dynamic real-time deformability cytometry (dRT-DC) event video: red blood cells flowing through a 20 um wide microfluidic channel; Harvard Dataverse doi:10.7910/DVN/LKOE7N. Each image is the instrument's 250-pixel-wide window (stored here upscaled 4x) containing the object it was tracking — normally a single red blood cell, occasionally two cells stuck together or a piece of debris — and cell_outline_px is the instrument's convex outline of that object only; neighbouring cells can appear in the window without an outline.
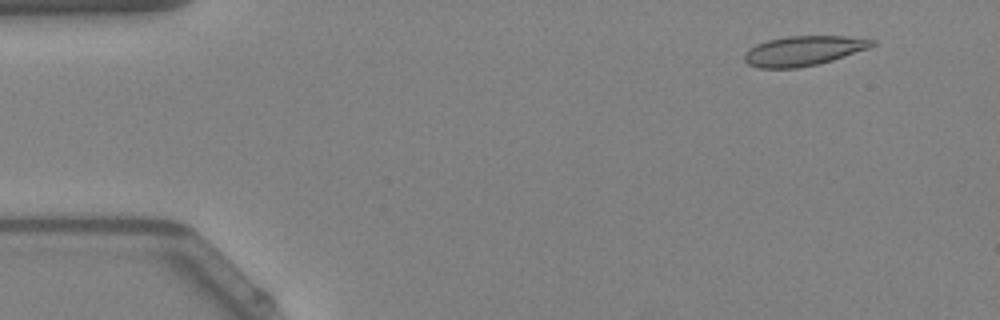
{"species": "Egyptian fruit bat (a non-hibernating species)", "species_latin": "Rousettus aegyptiacus", "temperature_condition": "warm", "stored_images_in_passage": 50, "camera_frame_rate_fps": 3000, "um_per_image_px": 0.085, "animal": {"sex": "female"}, "frame": {"image": 1, "passage_image": 5, "time_ms": 1.333, "image_size_px": [1000, 320], "cell_outline_px": [[876, 44], [868, 48], [832, 60], [816, 64], [796, 68], [760, 68], [748, 64], [744, 60], [744, 52], [748, 48], [756, 44], [768, 40], [788, 36], [844, 36], [876, 40]], "centroid_in_image_um": [68.26, 4.31], "position_along_channel_um": 16.7, "area_um2": 22.02}}
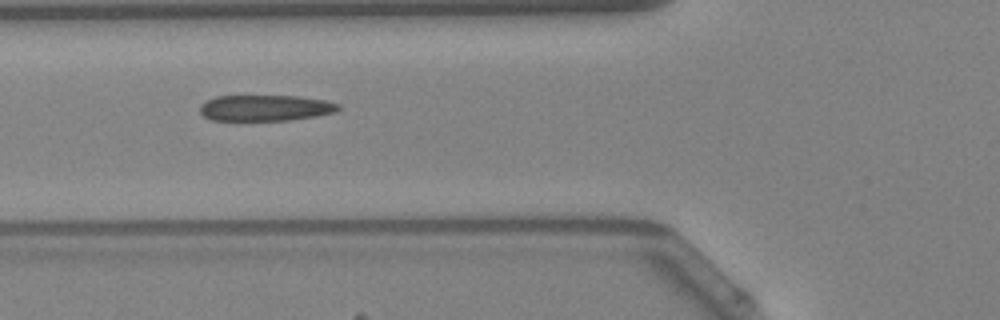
{"frame": {"image": 2, "passage_image": 19, "time_ms": 6.0, "image_size_px": [1000, 320], "cell_outline_px": [[344, 108], [336, 112], [316, 116], [292, 120], [212, 120], [204, 116], [200, 112], [200, 104], [216, 96], [300, 96], [324, 100], [340, 104]], "centroid_in_image_um": [22.61, 9.17], "position_along_channel_um": 103.2, "area_um2": 21.1}}
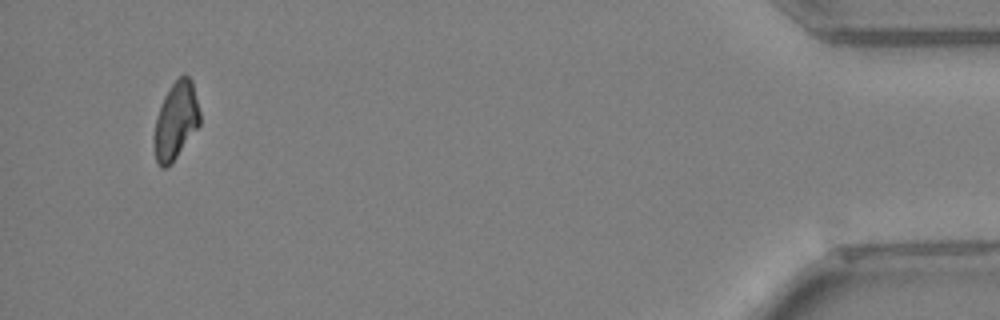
{"frame": {"image": 3, "passage_image": 48, "time_ms": 15.667, "image_size_px": [1000, 320], "cell_outline_px": [[200, 124], [176, 156], [164, 168], [160, 168], [156, 160], [152, 144], [152, 136], [156, 116], [160, 104], [164, 96], [172, 84], [184, 72], [192, 80], [200, 112]], "centroid_in_image_um": [14.91, 10.23], "position_along_channel_um": 420.3, "area_um2": 20.69}, "authors_computed_cell_mechanics": {"area_um2": 21.8195, "velocity_mm_per_s": 4.077, "shape_relaxation_time_tau1_ms": null, "shape_relaxation_time_tau2_ms": 3.5067, "deformation_change_tau1": null, "deformation_change_tau2": 0.0952}}